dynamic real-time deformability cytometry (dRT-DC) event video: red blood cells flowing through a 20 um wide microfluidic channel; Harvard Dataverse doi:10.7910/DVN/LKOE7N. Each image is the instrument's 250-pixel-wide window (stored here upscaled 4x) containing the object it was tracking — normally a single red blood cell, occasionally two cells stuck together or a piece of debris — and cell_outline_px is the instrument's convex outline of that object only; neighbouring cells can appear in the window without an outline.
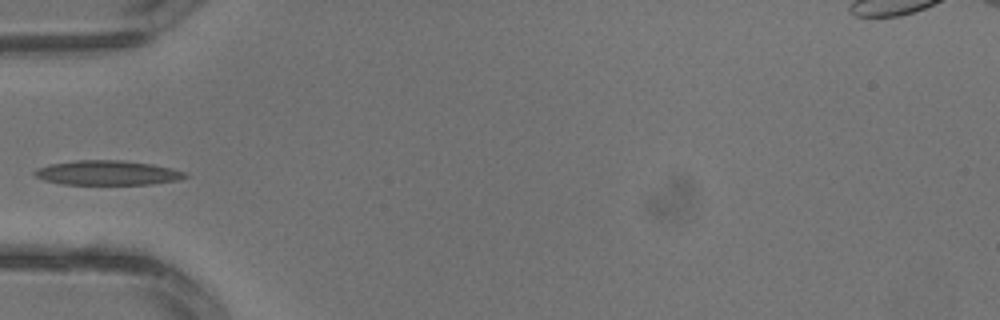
{"species": "common noctule bat (a hibernating species)", "species_latin": "Nyctalus noctula", "temperature_condition": "warm", "stored_images_in_passage": 3, "camera_frame_rate_fps": 3000, "um_per_image_px": 0.085, "animal": {"sex": "male", "body_mass_g": 13.3}, "frame": {"image": 1, "passage_image": 3, "time_ms": 0.667, "image_size_px": [1000, 320], "cell_outline_px": [[188, 176], [180, 180], [152, 184], [64, 184], [44, 180], [36, 176], [32, 172], [36, 168], [48, 164], [76, 160], [120, 160], [152, 164], [184, 172]], "centroid_in_image_um": [9.09, 14.69], "position_along_channel_um": 75.9, "area_um2": 21.44}}